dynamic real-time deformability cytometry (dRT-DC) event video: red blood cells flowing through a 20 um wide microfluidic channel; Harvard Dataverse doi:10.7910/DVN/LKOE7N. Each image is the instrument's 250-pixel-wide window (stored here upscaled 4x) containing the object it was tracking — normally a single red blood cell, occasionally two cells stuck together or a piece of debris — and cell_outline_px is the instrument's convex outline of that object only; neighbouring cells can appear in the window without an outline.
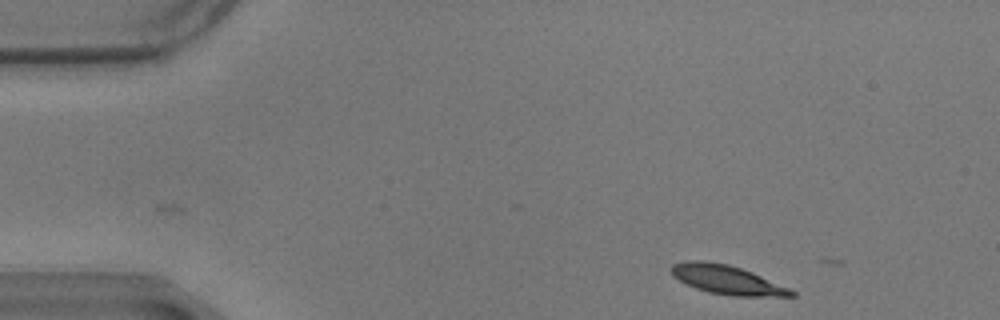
{"species": "common noctule bat (a hibernating species)", "species_latin": "Nyctalus noctula", "temperature_condition": "warm", "stored_images_in_passage": 3, "camera_frame_rate_fps": 3000, "um_per_image_px": 0.085, "animal": {"sex": "male", "body_mass_g": 17.9}, "frame": {"image": 1, "passage_image": 1, "time_ms": 0.0, "image_size_px": [1000, 320], "cell_outline_px": [[796, 296], [732, 296], [708, 292], [696, 288], [672, 276], [668, 268], [672, 264], [684, 260], [704, 260], [728, 264], [752, 272], [788, 288], [796, 292]], "centroid_in_image_um": [61.72, 23.76], "position_along_channel_um": 23.3, "area_um2": 20.29}}